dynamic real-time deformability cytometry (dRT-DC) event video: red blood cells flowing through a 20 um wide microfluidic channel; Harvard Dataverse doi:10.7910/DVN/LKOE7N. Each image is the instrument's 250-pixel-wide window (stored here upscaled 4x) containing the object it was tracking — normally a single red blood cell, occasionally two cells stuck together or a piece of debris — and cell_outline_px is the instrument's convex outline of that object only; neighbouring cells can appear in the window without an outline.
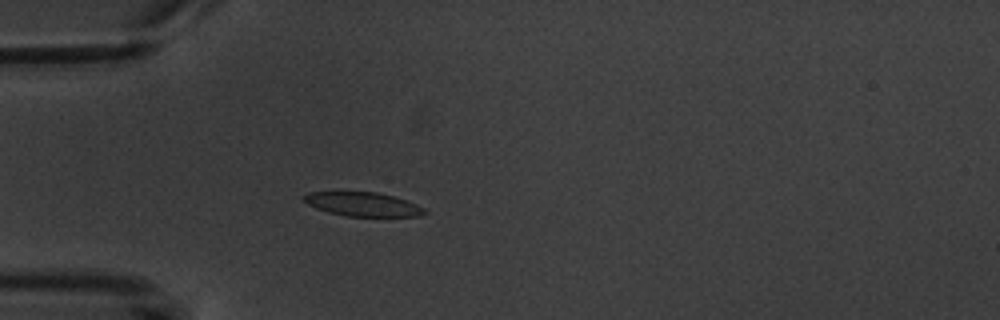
{"species": "common noctule bat (a hibernating species)", "species_latin": "Nyctalus noctula", "temperature_condition": "warm", "stored_images_in_passage": 3, "camera_frame_rate_fps": 3000, "um_per_image_px": 0.085, "animal": {"sex": "male", "body_mass_g": 20.1, "forearm_length_mm": 53.5}, "frame": {"image": 1, "passage_image": 3, "time_ms": 3.333, "image_size_px": [1000, 320], "cell_outline_px": [[428, 212], [420, 216], [348, 216], [328, 212], [316, 208], [308, 204], [300, 196], [308, 192], [376, 192], [392, 196], [416, 204], [424, 208]], "centroid_in_image_um": [30.81, 17.36], "position_along_channel_um": 54.2, "area_um2": 16.7}}